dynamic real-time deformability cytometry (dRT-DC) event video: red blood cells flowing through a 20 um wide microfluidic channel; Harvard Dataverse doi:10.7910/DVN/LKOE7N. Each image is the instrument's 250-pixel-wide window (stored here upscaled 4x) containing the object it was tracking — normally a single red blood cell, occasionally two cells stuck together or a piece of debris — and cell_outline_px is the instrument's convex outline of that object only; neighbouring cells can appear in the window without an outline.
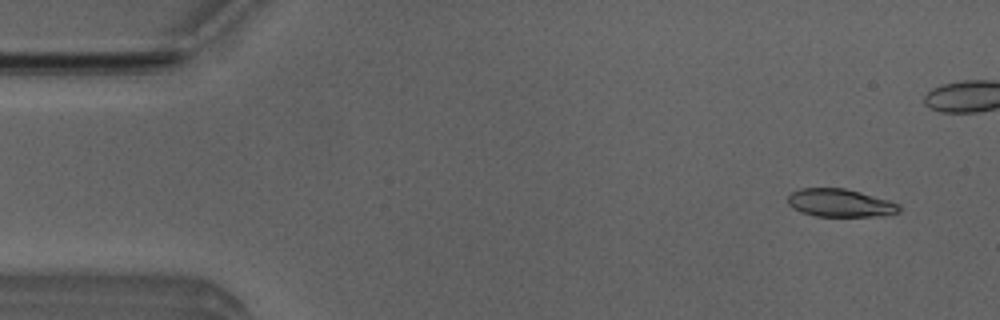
{"species": "Egyptian fruit bat (a non-hibernating species)", "species_latin": "Rousettus aegyptiacus", "temperature_condition": "room temperature", "stored_images_in_passage": 52, "camera_frame_rate_fps": 3000, "um_per_image_px": 0.085, "animal": {"sex": "male"}, "frame": {"image": 1, "passage_image": 4, "time_ms": 1.0, "image_size_px": [1000, 320], "cell_outline_px": [[900, 212], [888, 216], [816, 216], [800, 212], [792, 208], [788, 204], [788, 196], [792, 192], [800, 188], [844, 188], [860, 192], [888, 200], [900, 204]], "centroid_in_image_um": [71.42, 17.26], "position_along_channel_um": 13.6, "area_um2": 18.26}}
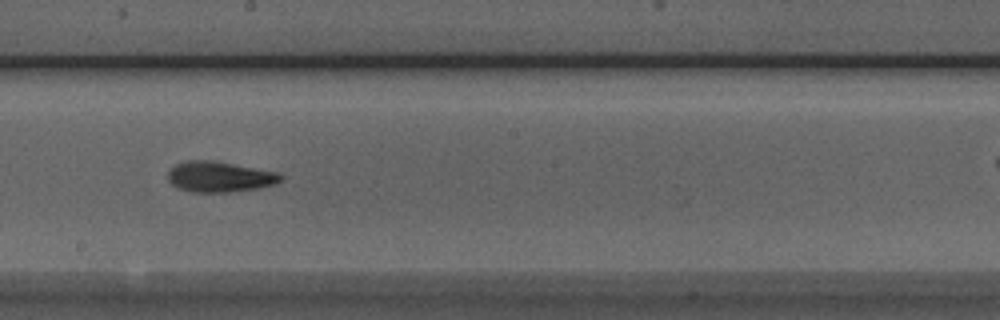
{"frame": {"image": 2, "passage_image": 29, "time_ms": 9.333, "image_size_px": [1000, 320], "cell_outline_px": [[284, 180], [276, 184], [260, 188], [232, 192], [192, 192], [180, 188], [172, 184], [168, 180], [168, 172], [176, 164], [188, 160], [212, 160], [280, 172], [284, 176]], "centroid_in_image_um": [18.74, 15.03], "position_along_channel_um": 229.5, "area_um2": 20.35}}
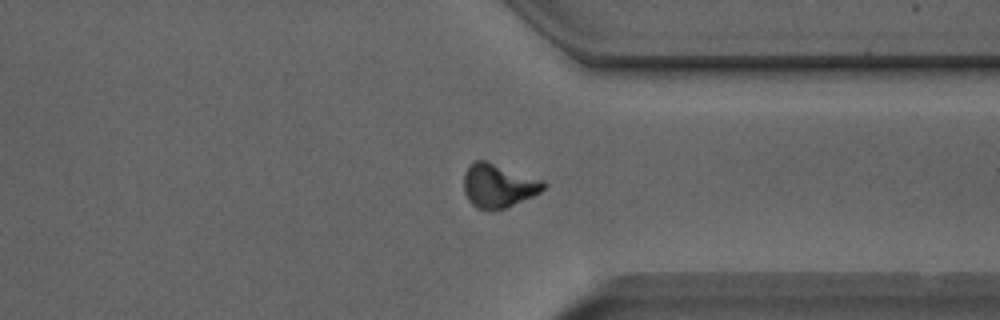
{"frame": {"image": 3, "passage_image": 40, "time_ms": 13.0, "image_size_px": [1000, 320], "cell_outline_px": [[548, 184], [540, 192], [532, 196], [504, 208], [492, 212], [488, 212], [476, 208], [468, 200], [464, 192], [464, 172], [476, 160], [484, 160], [544, 180]], "centroid_in_image_um": [42.35, 15.81], "position_along_channel_um": 369.0, "area_um2": 20.35}, "authors_computed_cell_mechanics": {"area_um2": 19.363, "velocity_mm_per_s": 3.866, "shape_relaxation_time_tau1_ms": 4.1315, "shape_relaxation_time_tau2_ms": 5.2609, "deformation_change_tau1": 0.1677, "deformation_change_tau2": 0.1385}}